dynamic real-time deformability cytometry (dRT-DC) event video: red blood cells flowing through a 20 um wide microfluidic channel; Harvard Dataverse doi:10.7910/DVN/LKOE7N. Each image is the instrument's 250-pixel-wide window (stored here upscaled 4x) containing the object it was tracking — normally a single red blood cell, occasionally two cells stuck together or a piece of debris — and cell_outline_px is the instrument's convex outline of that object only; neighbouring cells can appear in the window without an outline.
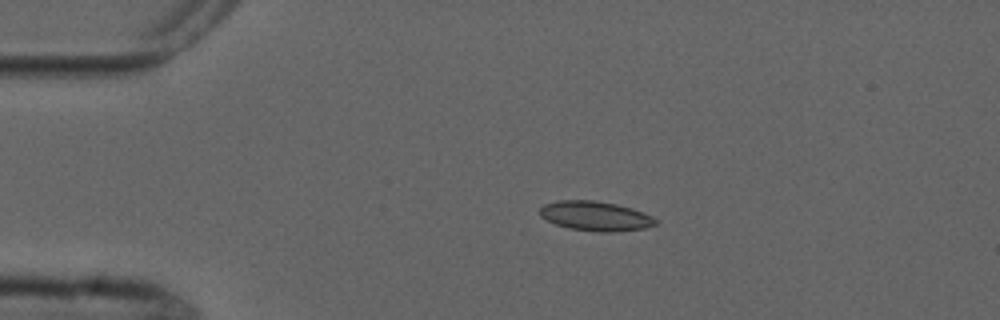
{"species": "common noctule bat (a hibernating species)", "species_latin": "Nyctalus noctula", "temperature_condition": "cold", "stored_images_in_passage": 3, "camera_frame_rate_fps": 3000, "um_per_image_px": 0.085, "animal": {"sex": "male", "forearm_length_mm": 52.5}, "frame": {"image": 1, "passage_image": 1, "time_ms": 0.0, "image_size_px": [1000, 320], "cell_outline_px": [[656, 224], [644, 228], [616, 232], [600, 232], [568, 228], [556, 224], [540, 216], [540, 208], [544, 204], [556, 200], [592, 200], [616, 204], [632, 208], [644, 212], [652, 216], [656, 220]], "centroid_in_image_um": [50.61, 18.36], "position_along_channel_um": 34.4, "area_um2": 19.94}}